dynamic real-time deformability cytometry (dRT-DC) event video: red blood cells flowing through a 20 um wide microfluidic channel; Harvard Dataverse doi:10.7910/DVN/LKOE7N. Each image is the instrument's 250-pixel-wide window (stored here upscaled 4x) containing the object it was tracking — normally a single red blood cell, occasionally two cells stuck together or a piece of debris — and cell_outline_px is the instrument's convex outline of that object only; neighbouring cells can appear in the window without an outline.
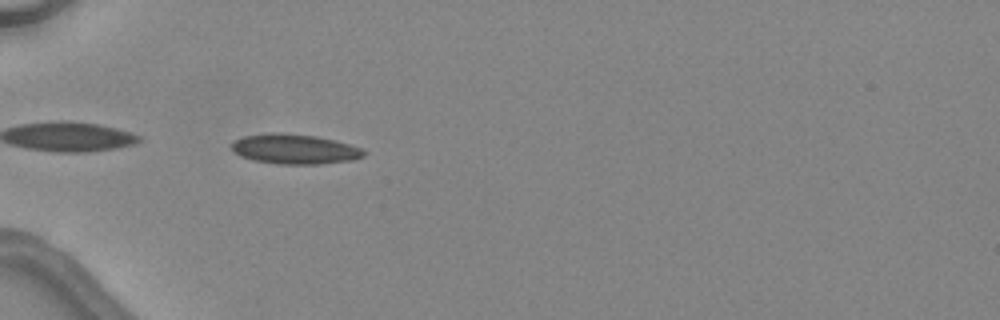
{"species": "common noctule bat (a hibernating species)", "species_latin": "Nyctalus noctula", "temperature_condition": "warm", "stored_images_in_passage": 6, "camera_frame_rate_fps": 3000, "um_per_image_px": 0.085, "animal": {"sex": "female", "body_mass_g": 24.6, "forearm_length_mm": 56.2}, "frame": {"image": 1, "passage_image": 4, "time_ms": 3.667, "image_size_px": [1000, 320], "cell_outline_px": [[368, 152], [364, 156], [352, 160], [320, 164], [276, 164], [252, 160], [240, 156], [232, 148], [232, 140], [244, 136], [272, 132], [280, 132], [316, 136], [336, 140], [360, 148]], "centroid_in_image_um": [25.04, 12.67], "position_along_channel_um": 60.0, "area_um2": 23.18}}